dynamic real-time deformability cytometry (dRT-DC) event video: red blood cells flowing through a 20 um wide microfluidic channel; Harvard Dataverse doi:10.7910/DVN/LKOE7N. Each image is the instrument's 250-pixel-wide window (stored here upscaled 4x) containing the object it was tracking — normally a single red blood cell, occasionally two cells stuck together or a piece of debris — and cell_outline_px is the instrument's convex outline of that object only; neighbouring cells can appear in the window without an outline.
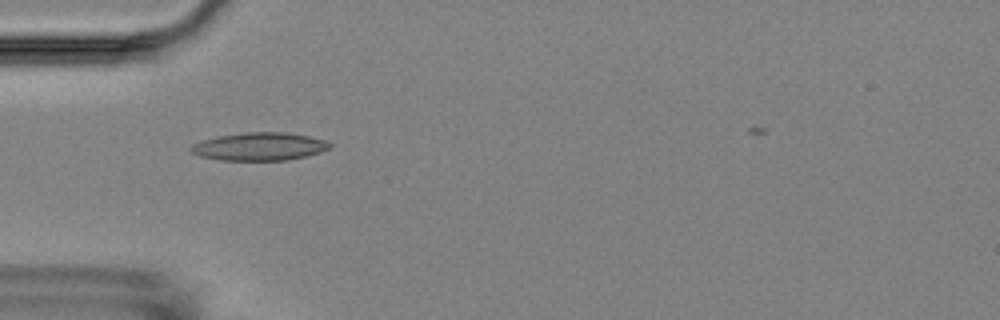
{"species": "Egyptian fruit bat (a non-hibernating species)", "species_latin": "Rousettus aegyptiacus", "temperature_condition": "room temperature", "stored_images_in_passage": 8, "camera_frame_rate_fps": 3000, "um_per_image_px": 0.085, "animal": {"sex": "female"}, "frame": {"image": 1, "passage_image": 3, "time_ms": 3.0, "image_size_px": [1000, 320], "cell_outline_px": [[332, 148], [320, 152], [288, 160], [220, 160], [200, 156], [192, 152], [188, 148], [192, 144], [200, 140], [216, 136], [244, 132], [288, 132], [308, 136], [324, 140], [332, 144]], "centroid_in_image_um": [22.03, 12.44], "position_along_channel_um": 63.0, "area_um2": 22.77}}
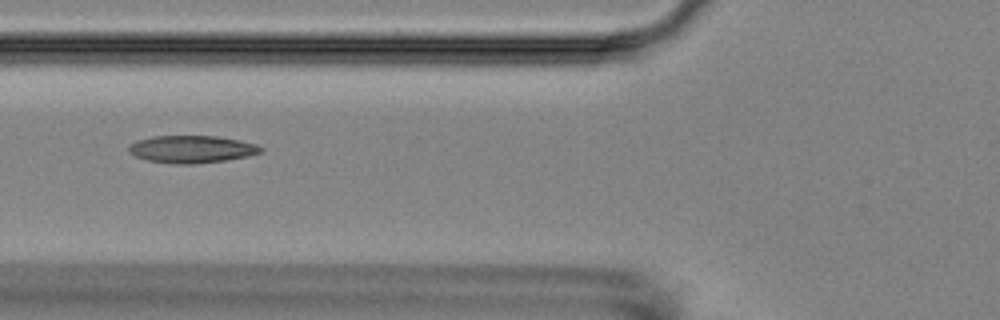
{"frame": {"image": 2, "passage_image": 4, "time_ms": 4.333, "image_size_px": [1000, 320], "cell_outline_px": [[264, 152], [248, 156], [224, 160], [196, 164], [176, 164], [148, 160], [136, 156], [128, 152], [128, 148], [136, 140], [152, 136], [216, 136], [256, 144], [264, 148]], "centroid_in_image_um": [16.3, 12.68], "position_along_channel_um": 109.5, "area_um2": 20.98}}
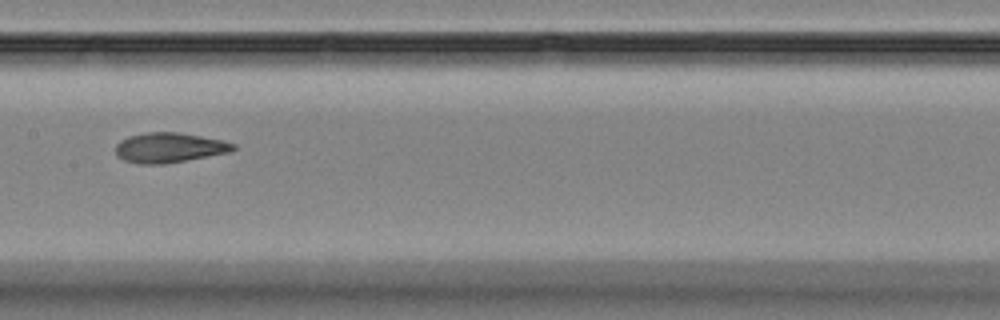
{"frame": {"image": 3, "passage_image": 6, "time_ms": 6.667, "image_size_px": [1000, 320], "cell_outline_px": [[236, 148], [232, 152], [164, 164], [136, 164], [124, 160], [116, 156], [116, 144], [120, 140], [128, 136], [148, 132], [180, 132], [224, 140], [236, 144]], "centroid_in_image_um": [14.4, 12.55], "position_along_channel_um": 193.0, "area_um2": 20.81}}